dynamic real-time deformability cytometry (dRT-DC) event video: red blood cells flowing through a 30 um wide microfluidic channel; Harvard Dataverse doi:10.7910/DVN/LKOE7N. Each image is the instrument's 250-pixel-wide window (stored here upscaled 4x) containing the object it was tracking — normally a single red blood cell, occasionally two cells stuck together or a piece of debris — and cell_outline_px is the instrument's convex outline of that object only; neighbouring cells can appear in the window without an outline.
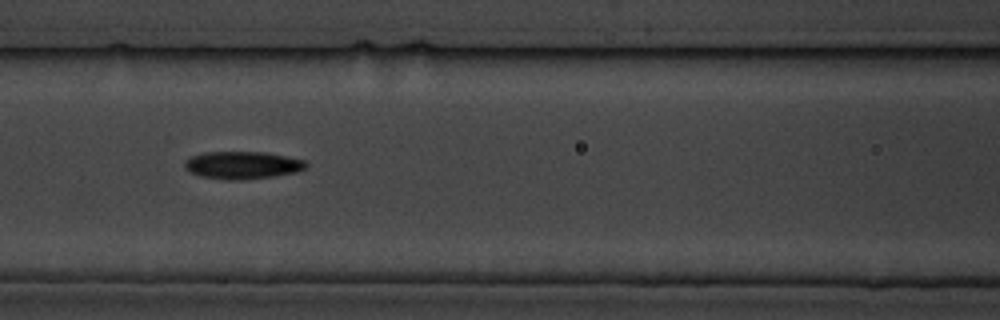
{"species": "common noctule bat (a hibernating species)", "species_latin": "Nyctalus noctula", "temperature_condition": "cold", "stored_images_in_passage": 7, "camera_frame_rate_fps": 3000, "um_per_image_px": 0.085, "animal": {"sex": "male", "body_mass_g": 19.5, "forearm_length_mm": 54.6}, "frame": {"image": 1, "passage_image": 6, "time_ms": 6.333, "image_size_px": [1000, 320], "cell_outline_px": [[308, 164], [304, 168], [296, 172], [272, 176], [240, 180], [224, 180], [200, 176], [184, 168], [184, 164], [192, 156], [204, 152], [264, 152], [304, 160]], "centroid_in_image_um": [20.59, 14.04], "position_along_channel_um": 146.0, "area_um2": 19.25}}
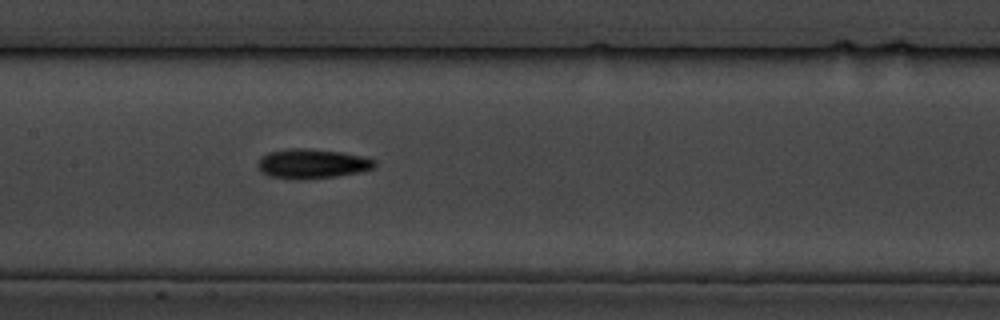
{"frame": {"image": 2, "passage_image": 7, "time_ms": 7.333, "image_size_px": [1000, 320], "cell_outline_px": [[376, 164], [372, 168], [360, 172], [336, 176], [268, 176], [260, 172], [256, 164], [260, 156], [268, 152], [288, 148], [304, 148], [344, 152], [364, 156], [376, 160]], "centroid_in_image_um": [26.53, 13.85], "position_along_channel_um": 180.9, "area_um2": 19.48}}